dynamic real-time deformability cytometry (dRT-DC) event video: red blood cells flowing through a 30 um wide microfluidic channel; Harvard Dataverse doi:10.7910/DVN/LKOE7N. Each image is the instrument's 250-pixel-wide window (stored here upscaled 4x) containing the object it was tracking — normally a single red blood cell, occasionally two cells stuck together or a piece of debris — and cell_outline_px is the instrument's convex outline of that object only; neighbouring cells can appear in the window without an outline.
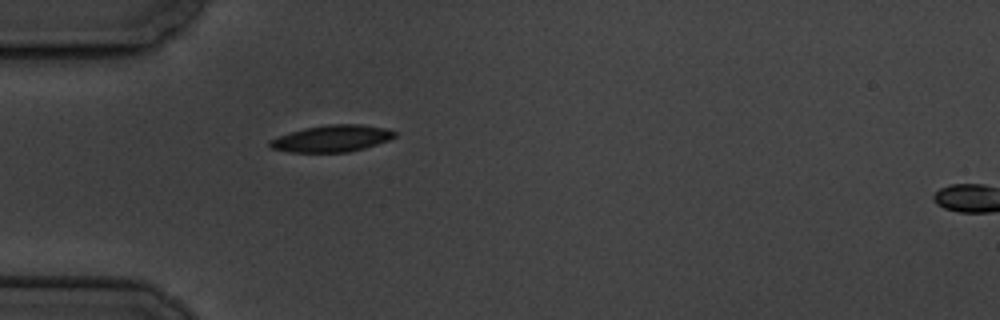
{"species": "common noctule bat (a hibernating species)", "species_latin": "Nyctalus noctula", "temperature_condition": "cold", "stored_images_in_passage": 2, "segment_of_instrument_passage": [1, 2], "camera_frame_rate_fps": 3000, "um_per_image_px": 0.085, "animal": {"sex": "male", "body_mass_g": 19.5, "forearm_length_mm": 54.6}, "frame": {"image": 1, "passage_image": 1, "time_ms": 0.0, "image_size_px": [1000, 320], "cell_outline_px": [[396, 136], [388, 140], [364, 148], [348, 152], [292, 152], [272, 148], [268, 144], [268, 140], [304, 128], [328, 124], [360, 124], [388, 128], [396, 132]], "centroid_in_image_um": [28.24, 11.76], "position_along_channel_um": 56.8, "area_um2": 19.31}}